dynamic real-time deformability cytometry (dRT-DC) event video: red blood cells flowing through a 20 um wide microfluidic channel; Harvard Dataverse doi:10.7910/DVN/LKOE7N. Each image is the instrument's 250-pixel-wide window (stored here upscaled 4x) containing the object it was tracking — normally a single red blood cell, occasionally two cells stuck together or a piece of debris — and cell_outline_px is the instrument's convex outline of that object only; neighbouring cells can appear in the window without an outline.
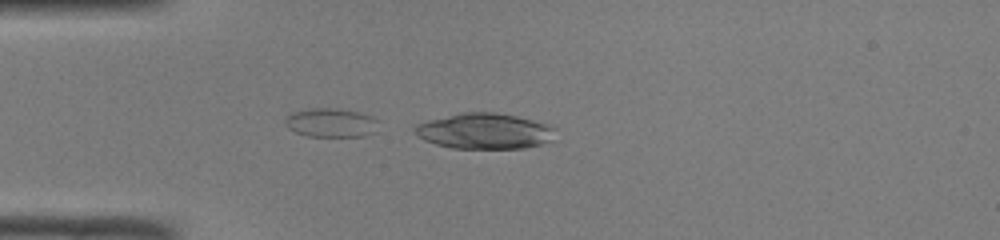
{"species": "common noctule bat (a hibernating species)", "species_latin": "Nyctalus noctula", "temperature_condition": "room temperature", "stored_images_in_passage": 7, "segment_of_instrument_passage": [1, 2], "camera_frame_rate_fps": 3000, "um_per_image_px": 0.085, "animal": {"sex": "male", "body_mass_g": 19.0, "forearm_length_mm": 50.8}, "frame": {"image": 1, "passage_image": 1, "time_ms": 0.0, "image_size_px": [1000, 240], "cell_outline_px": [[552, 128], [548, 140], [540, 144], [524, 148], [452, 148], [436, 144], [424, 140], [416, 136], [412, 132], [412, 128], [416, 124], [428, 120], [460, 112], [496, 112], [516, 116], [552, 124]], "centroid_in_image_um": [41.08, 11.13], "position_along_channel_um": 43.9, "area_um2": 29.13}}